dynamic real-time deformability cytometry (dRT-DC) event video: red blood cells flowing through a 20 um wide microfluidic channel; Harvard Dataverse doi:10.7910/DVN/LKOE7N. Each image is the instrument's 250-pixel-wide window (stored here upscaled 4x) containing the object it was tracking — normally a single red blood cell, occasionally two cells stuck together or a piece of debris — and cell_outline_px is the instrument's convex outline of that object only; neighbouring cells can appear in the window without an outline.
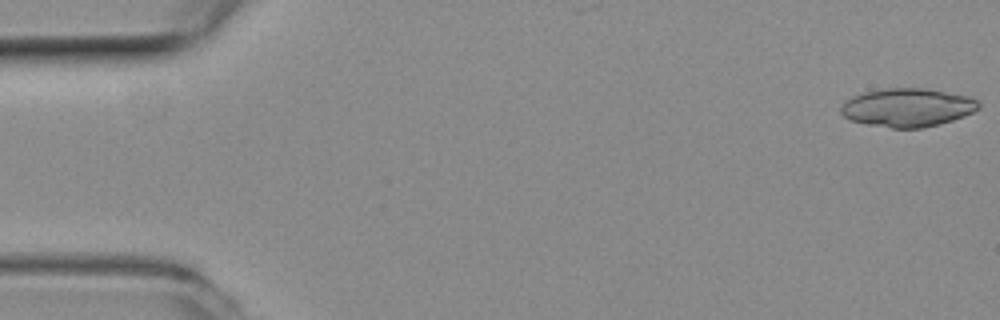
{"species": "common noctule bat (a hibernating species)", "species_latin": "Nyctalus noctula", "temperature_condition": "room temperature", "stored_images_in_passage": 51, "segment_of_instrument_passage": [1, 2], "camera_frame_rate_fps": 3000, "um_per_image_px": 0.085, "animal": {"sex": "female", "body_mass_g": 19.3, "forearm_length_mm": 54.1}, "frame": {"image": 1, "passage_image": 1, "time_ms": 0.0, "image_size_px": [1000, 320], "cell_outline_px": [[980, 108], [964, 116], [952, 120], [920, 128], [892, 128], [868, 124], [852, 120], [844, 116], [840, 112], [840, 108], [852, 96], [864, 92], [884, 88], [924, 88], [972, 96], [980, 100]], "centroid_in_image_um": [77.18, 9.12], "position_along_channel_um": 7.8, "area_um2": 30.81}}